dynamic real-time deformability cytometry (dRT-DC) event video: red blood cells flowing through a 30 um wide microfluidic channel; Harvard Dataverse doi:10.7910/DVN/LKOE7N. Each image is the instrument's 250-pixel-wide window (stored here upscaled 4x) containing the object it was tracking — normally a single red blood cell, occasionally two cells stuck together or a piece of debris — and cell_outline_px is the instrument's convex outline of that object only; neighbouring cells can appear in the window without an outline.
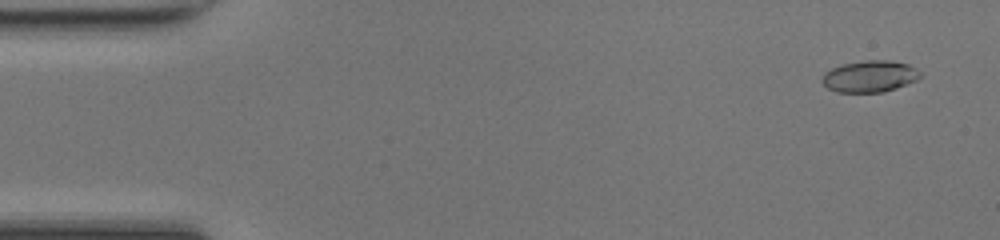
{"species": "common noctule bat (a hibernating species)", "species_latin": "Nyctalus noctula", "temperature_condition": "room temperature", "stored_images_in_passage": 13, "camera_frame_rate_fps": 3000, "um_per_image_px": 0.085, "animal": {"sex": "female", "body_mass_g": 17.0, "forearm_length_mm": 48.0}, "frame": {"image": 1, "passage_image": 3, "time_ms": 0.667, "image_size_px": [1000, 240], "cell_outline_px": [[920, 76], [916, 80], [896, 88], [884, 92], [836, 92], [828, 88], [824, 84], [824, 72], [832, 68], [844, 64], [864, 60], [888, 60], [908, 64], [916, 68], [920, 72]], "centroid_in_image_um": [73.95, 6.49], "position_along_channel_um": 11.1, "area_um2": 17.86}}